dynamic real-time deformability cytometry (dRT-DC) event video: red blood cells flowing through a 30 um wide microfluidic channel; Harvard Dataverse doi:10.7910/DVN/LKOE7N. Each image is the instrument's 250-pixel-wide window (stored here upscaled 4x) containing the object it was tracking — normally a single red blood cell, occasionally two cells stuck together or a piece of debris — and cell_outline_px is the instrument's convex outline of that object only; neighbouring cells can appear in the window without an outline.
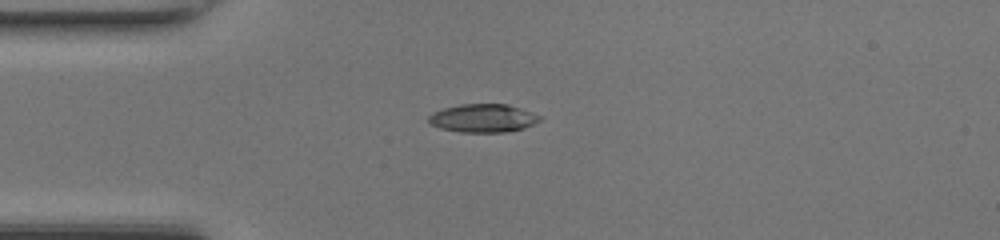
{"species": "common noctule bat (a hibernating species)", "species_latin": "Nyctalus noctula", "temperature_condition": "room temperature", "stored_images_in_passage": 37, "camera_frame_rate_fps": 3000, "um_per_image_px": 0.085, "animal": {"sex": "female", "body_mass_g": 17.0, "forearm_length_mm": 48.0}, "frame": {"image": 1, "passage_image": 1, "time_ms": 0.0, "image_size_px": [1000, 240], "cell_outline_px": [[540, 120], [524, 128], [504, 132], [460, 132], [440, 128], [428, 124], [428, 116], [432, 112], [444, 108], [460, 104], [508, 104], [520, 108], [540, 116]], "centroid_in_image_um": [41.0, 10.04], "position_along_channel_um": 44.0, "area_um2": 18.26}}
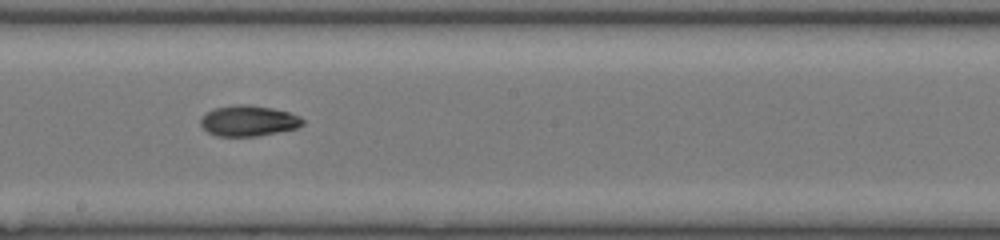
{"frame": {"image": 2, "passage_image": 15, "time_ms": 4.667, "image_size_px": [1000, 240], "cell_outline_px": [[304, 124], [296, 128], [256, 136], [216, 136], [208, 132], [200, 124], [200, 116], [212, 108], [232, 104], [248, 104], [272, 108], [288, 112], [300, 116], [304, 120]], "centroid_in_image_um": [21.07, 10.25], "position_along_channel_um": 227.1, "area_um2": 18.44}}
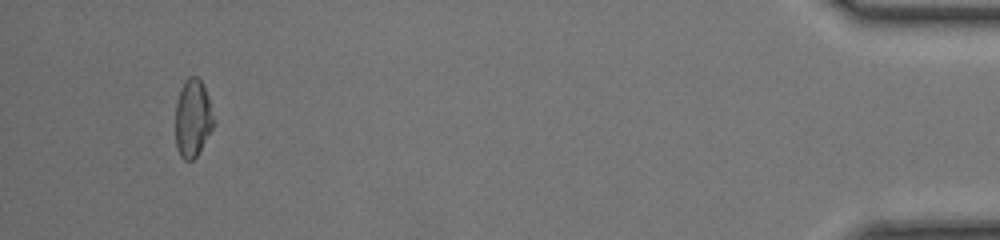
{"frame": {"image": 3, "passage_image": 34, "time_ms": 11.0, "image_size_px": [1000, 240], "cell_outline_px": [[216, 124], [196, 156], [192, 160], [184, 160], [180, 156], [176, 148], [176, 104], [180, 88], [184, 80], [188, 76], [196, 76], [200, 80], [208, 96], [216, 120]], "centroid_in_image_um": [16.4, 10.04], "position_along_channel_um": 418.8, "area_um2": 17.57}, "authors_computed_cell_mechanics": {"area_um2": 17.8024, "velocity_mm_per_s": 4.3287, "shape_relaxation_time_tau1_ms": 4.9494, "shape_relaxation_time_tau2_ms": 3.0798, "deformation_change_tau1": 0.1837, "deformation_change_tau2": 0.0849}}